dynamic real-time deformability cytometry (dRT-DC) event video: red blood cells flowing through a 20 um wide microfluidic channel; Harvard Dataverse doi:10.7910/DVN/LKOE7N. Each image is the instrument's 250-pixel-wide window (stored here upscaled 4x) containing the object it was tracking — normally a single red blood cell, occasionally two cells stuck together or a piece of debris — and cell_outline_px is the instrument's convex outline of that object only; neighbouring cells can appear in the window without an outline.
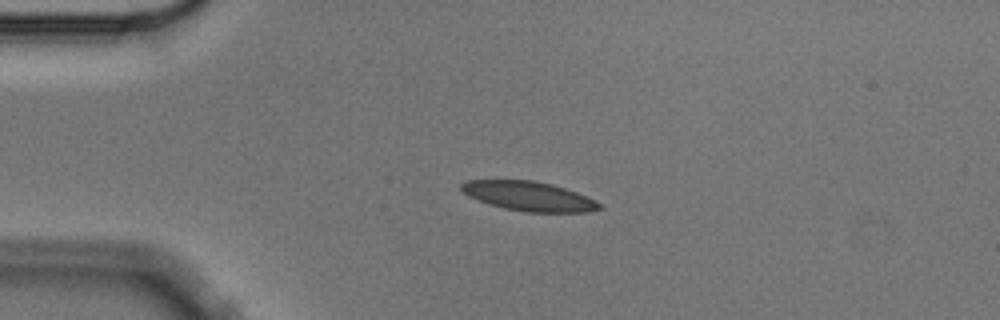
{"species": "Egyptian fruit bat (a non-hibernating species)", "species_latin": "Rousettus aegyptiacus", "temperature_condition": "cold", "stored_images_in_passage": 5, "camera_frame_rate_fps": 3000, "um_per_image_px": 0.085, "animal": {"sex": "male"}, "frame": {"image": 1, "passage_image": 3, "time_ms": 0.667, "image_size_px": [1000, 320], "cell_outline_px": [[604, 208], [588, 212], [524, 212], [504, 208], [488, 204], [468, 196], [460, 188], [460, 184], [468, 180], [532, 180], [552, 184], [576, 192], [596, 200], [604, 204]], "centroid_in_image_um": [44.99, 16.68], "position_along_channel_um": 40.0, "area_um2": 23.81}}
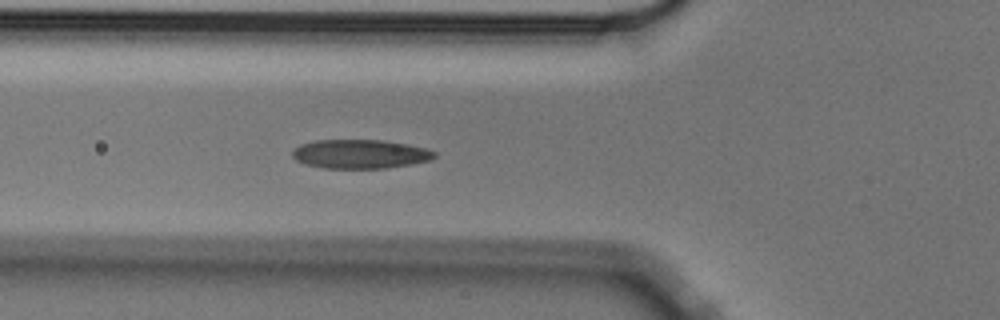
{"frame": {"image": 2, "passage_image": 5, "time_ms": 1.333, "image_size_px": [1000, 320], "cell_outline_px": [[436, 156], [432, 160], [412, 164], [388, 168], [324, 168], [304, 164], [296, 160], [292, 156], [292, 152], [300, 144], [316, 140], [380, 140], [428, 148], [436, 152]], "centroid_in_image_um": [30.63, 13.1], "position_along_channel_um": 95.2, "area_um2": 24.04}}